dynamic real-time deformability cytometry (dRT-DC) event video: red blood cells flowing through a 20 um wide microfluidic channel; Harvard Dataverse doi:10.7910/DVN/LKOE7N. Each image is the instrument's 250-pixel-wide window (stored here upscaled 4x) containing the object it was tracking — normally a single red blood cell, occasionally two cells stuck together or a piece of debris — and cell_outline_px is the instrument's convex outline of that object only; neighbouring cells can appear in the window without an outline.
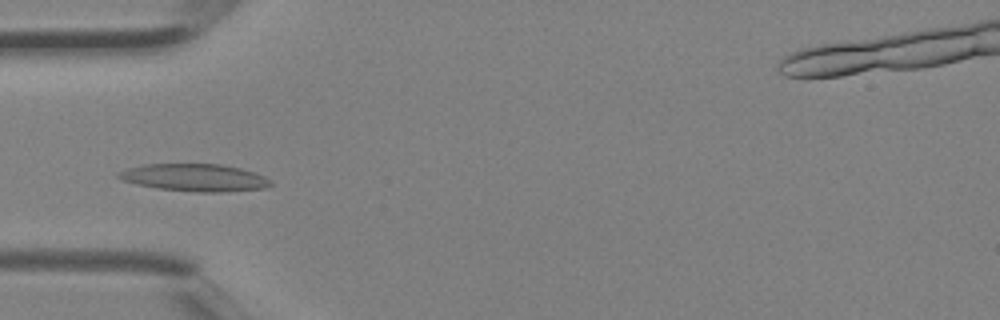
{"species": "Egyptian fruit bat (a non-hibernating species)", "species_latin": "Rousettus aegyptiacus", "temperature_condition": "room temperature", "stored_images_in_passage": 4, "camera_frame_rate_fps": 3000, "um_per_image_px": 0.085, "animal": {"sex": "female"}, "frame": {"image": 1, "passage_image": 4, "time_ms": 1.0, "image_size_px": [1000, 320], "cell_outline_px": [[272, 184], [264, 188], [220, 192], [200, 192], [156, 188], [136, 184], [124, 180], [116, 176], [116, 172], [128, 168], [144, 164], [220, 164], [240, 168], [264, 176], [272, 180]], "centroid_in_image_um": [16.52, 15.09], "position_along_channel_um": 68.5, "area_um2": 24.16}}